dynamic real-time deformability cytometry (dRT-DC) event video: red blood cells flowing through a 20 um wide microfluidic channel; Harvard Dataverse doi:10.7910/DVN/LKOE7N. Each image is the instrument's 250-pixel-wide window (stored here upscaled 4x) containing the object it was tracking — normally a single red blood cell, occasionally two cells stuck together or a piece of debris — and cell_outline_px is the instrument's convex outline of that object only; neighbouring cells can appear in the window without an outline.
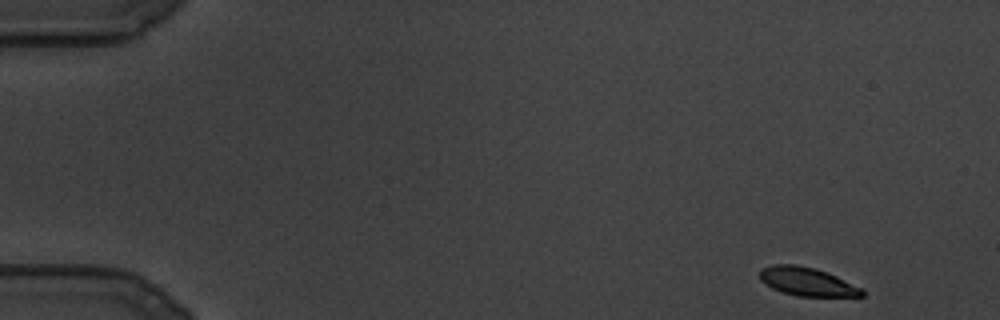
{"species": "common noctule bat (a hibernating species)", "species_latin": "Nyctalus noctula", "temperature_condition": "cold", "stored_images_in_passage": 104, "camera_frame_rate_fps": 3000, "um_per_image_px": 0.085, "animal": {"sex": "male", "body_mass_g": 19.5, "forearm_length_mm": 54.6}, "frame": {"image": 1, "passage_image": 1, "time_ms": 0.0, "image_size_px": [1000, 320], "cell_outline_px": [[864, 296], [796, 296], [772, 288], [760, 280], [760, 268], [772, 264], [796, 264], [816, 268], [836, 276], [864, 288]], "centroid_in_image_um": [68.61, 23.93], "position_along_channel_um": 16.4, "area_um2": 17.05}}
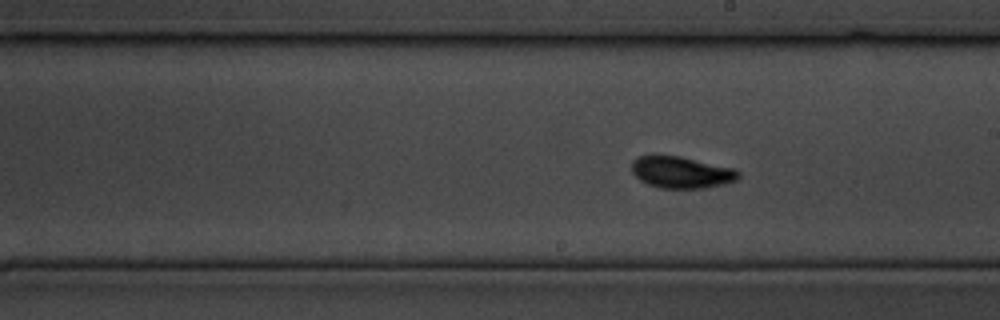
{"frame": {"image": 2, "passage_image": 59, "time_ms": 19.333, "image_size_px": [1000, 320], "cell_outline_px": [[740, 176], [736, 180], [724, 184], [704, 188], [660, 188], [648, 184], [640, 180], [632, 172], [632, 160], [640, 156], [652, 152], [680, 156], [736, 168], [740, 172]], "centroid_in_image_um": [57.89, 14.61], "position_along_channel_um": 231.1, "area_um2": 20.29}}
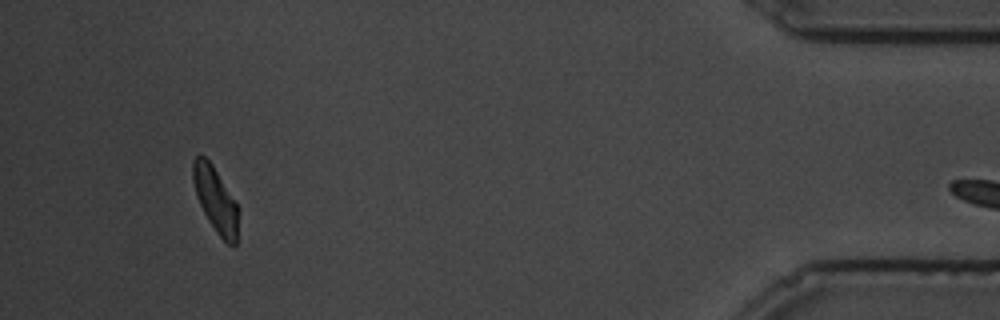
{"frame": {"image": 3, "passage_image": 102, "time_ms": 33.667, "image_size_px": [1000, 320], "cell_outline_px": [[240, 208], [236, 244], [228, 244], [216, 232], [208, 220], [196, 196], [192, 180], [192, 160], [196, 156], [204, 156], [212, 164]], "centroid_in_image_um": [18.33, 16.97], "position_along_channel_um": 416.9, "area_um2": 17.34}}